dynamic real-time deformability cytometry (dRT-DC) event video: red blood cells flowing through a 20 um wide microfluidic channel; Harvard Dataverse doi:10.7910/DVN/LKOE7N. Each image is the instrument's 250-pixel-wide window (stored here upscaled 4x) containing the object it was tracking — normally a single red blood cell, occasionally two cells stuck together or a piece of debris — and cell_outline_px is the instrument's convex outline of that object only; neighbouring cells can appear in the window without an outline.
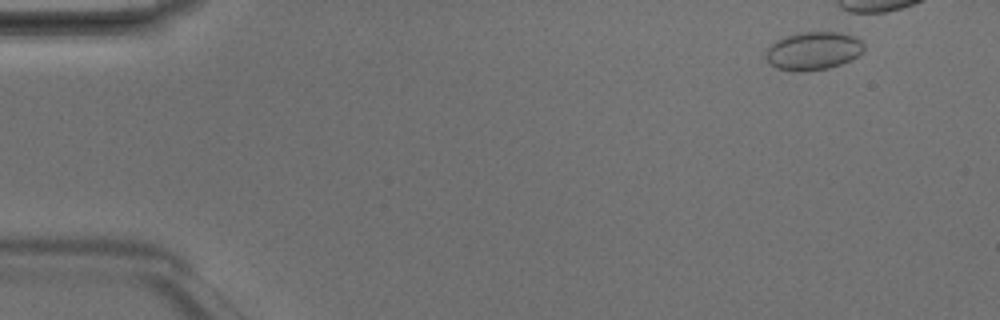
{"species": "Egyptian fruit bat (a non-hibernating species)", "species_latin": "Rousettus aegyptiacus", "temperature_condition": "room temperature", "stored_images_in_passage": 5, "camera_frame_rate_fps": 3000, "um_per_image_px": 0.085, "animal": {"sex": "male"}, "frame": {"image": 1, "passage_image": 2, "time_ms": 0.333, "image_size_px": [1000, 320], "cell_outline_px": [[864, 52], [852, 60], [828, 68], [804, 72], [796, 72], [776, 68], [768, 64], [764, 56], [768, 48], [776, 40], [796, 32], [840, 32], [856, 36], [864, 44]], "centroid_in_image_um": [69.13, 4.33], "position_along_channel_um": 15.9, "area_um2": 22.25}}